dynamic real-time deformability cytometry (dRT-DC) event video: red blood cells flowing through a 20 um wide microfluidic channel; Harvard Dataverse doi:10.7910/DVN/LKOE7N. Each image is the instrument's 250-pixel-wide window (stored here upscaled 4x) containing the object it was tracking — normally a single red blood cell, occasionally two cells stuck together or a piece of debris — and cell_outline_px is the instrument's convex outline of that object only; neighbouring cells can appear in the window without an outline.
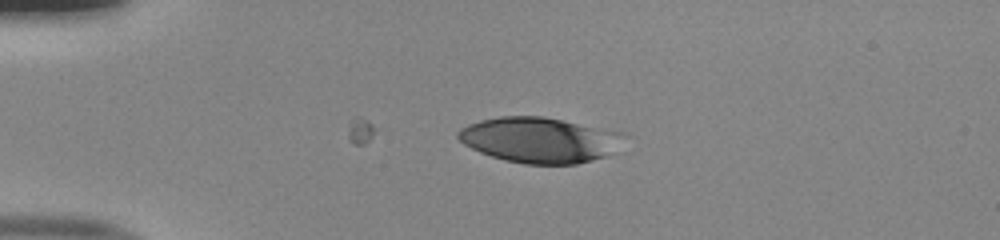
{"species": "human", "species_latin": "Homo sapiens", "temperature_condition": "room temperature", "stored_images_in_passage": 4, "camera_frame_rate_fps": 3000, "um_per_image_px": 0.085, "donor": {"sex": "male"}, "frame": {"image": 1, "passage_image": 4, "time_ms": 1.0, "image_size_px": [1000, 240], "cell_outline_px": [[624, 132], [620, 152], [608, 156], [576, 164], [524, 164], [504, 160], [480, 152], [464, 144], [456, 136], [456, 132], [460, 128], [468, 124], [480, 120], [500, 116], [544, 116]], "centroid_in_image_um": [45.92, 11.9], "position_along_channel_um": 39.1, "area_um2": 44.51}}